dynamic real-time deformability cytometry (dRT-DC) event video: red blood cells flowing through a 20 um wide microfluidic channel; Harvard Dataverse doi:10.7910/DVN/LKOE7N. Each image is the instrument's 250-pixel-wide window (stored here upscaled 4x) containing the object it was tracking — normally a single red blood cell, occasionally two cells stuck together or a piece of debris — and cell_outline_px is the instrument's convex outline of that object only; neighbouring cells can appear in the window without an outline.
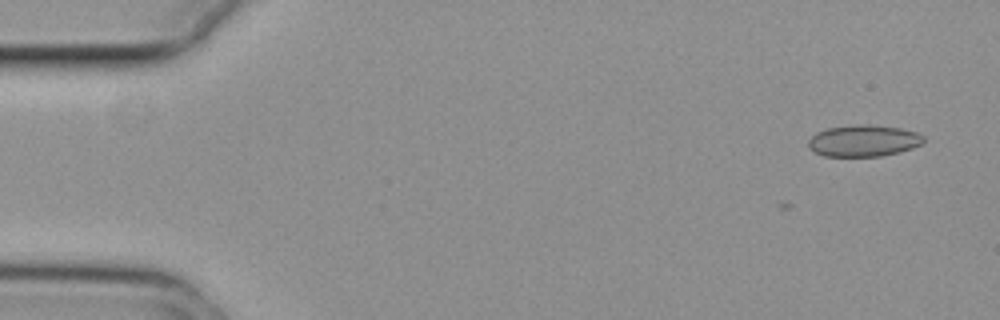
{"species": "common noctule bat (a hibernating species)", "species_latin": "Nyctalus noctula", "temperature_condition": "cold", "stored_images_in_passage": 8, "camera_frame_rate_fps": 3000, "um_per_image_px": 0.085, "animal": {"sex": "female", "body_mass_g": 29.2, "forearm_length_mm": 56.3}, "frame": {"image": 1, "passage_image": 1, "time_ms": 0.0, "image_size_px": [1000, 320], "cell_outline_px": [[924, 140], [920, 144], [912, 148], [900, 152], [880, 156], [824, 156], [816, 152], [808, 144], [808, 140], [816, 132], [828, 128], [860, 124], [864, 124], [900, 128], [916, 132], [924, 136]], "centroid_in_image_um": [73.41, 11.96], "position_along_channel_um": 11.6, "area_um2": 20.98}}